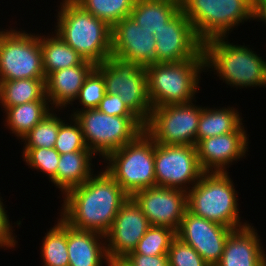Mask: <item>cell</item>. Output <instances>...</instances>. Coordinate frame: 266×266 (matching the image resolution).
I'll list each match as a JSON object with an SVG mask.
<instances>
[{
	"mask_svg": "<svg viewBox=\"0 0 266 266\" xmlns=\"http://www.w3.org/2000/svg\"><path fill=\"white\" fill-rule=\"evenodd\" d=\"M62 198L60 217L71 227L106 235L130 197L103 168Z\"/></svg>",
	"mask_w": 266,
	"mask_h": 266,
	"instance_id": "6da1fadb",
	"label": "cell"
},
{
	"mask_svg": "<svg viewBox=\"0 0 266 266\" xmlns=\"http://www.w3.org/2000/svg\"><path fill=\"white\" fill-rule=\"evenodd\" d=\"M228 36L203 42L205 72L213 71L226 85L236 89L266 87V61L249 46L230 43Z\"/></svg>",
	"mask_w": 266,
	"mask_h": 266,
	"instance_id": "7a4b0ae2",
	"label": "cell"
},
{
	"mask_svg": "<svg viewBox=\"0 0 266 266\" xmlns=\"http://www.w3.org/2000/svg\"><path fill=\"white\" fill-rule=\"evenodd\" d=\"M61 1L54 32L85 60L95 65L105 62L112 54V28L74 0Z\"/></svg>",
	"mask_w": 266,
	"mask_h": 266,
	"instance_id": "3957f363",
	"label": "cell"
},
{
	"mask_svg": "<svg viewBox=\"0 0 266 266\" xmlns=\"http://www.w3.org/2000/svg\"><path fill=\"white\" fill-rule=\"evenodd\" d=\"M152 108L196 101L202 71L203 50L193 59L176 63H153L145 67Z\"/></svg>",
	"mask_w": 266,
	"mask_h": 266,
	"instance_id": "277c9868",
	"label": "cell"
},
{
	"mask_svg": "<svg viewBox=\"0 0 266 266\" xmlns=\"http://www.w3.org/2000/svg\"><path fill=\"white\" fill-rule=\"evenodd\" d=\"M235 188L229 172H204L187 192V210L232 229L245 227L249 223L241 220Z\"/></svg>",
	"mask_w": 266,
	"mask_h": 266,
	"instance_id": "5b68a950",
	"label": "cell"
},
{
	"mask_svg": "<svg viewBox=\"0 0 266 266\" xmlns=\"http://www.w3.org/2000/svg\"><path fill=\"white\" fill-rule=\"evenodd\" d=\"M181 9L197 37L229 36L233 29L255 20V0H181Z\"/></svg>",
	"mask_w": 266,
	"mask_h": 266,
	"instance_id": "8992f818",
	"label": "cell"
},
{
	"mask_svg": "<svg viewBox=\"0 0 266 266\" xmlns=\"http://www.w3.org/2000/svg\"><path fill=\"white\" fill-rule=\"evenodd\" d=\"M102 162L107 163L104 169L129 196L156 186L154 141L145 131Z\"/></svg>",
	"mask_w": 266,
	"mask_h": 266,
	"instance_id": "52a82bcc",
	"label": "cell"
},
{
	"mask_svg": "<svg viewBox=\"0 0 266 266\" xmlns=\"http://www.w3.org/2000/svg\"><path fill=\"white\" fill-rule=\"evenodd\" d=\"M73 117L88 149L102 160L144 131V123L137 116H111L97 108L79 111Z\"/></svg>",
	"mask_w": 266,
	"mask_h": 266,
	"instance_id": "ba28073f",
	"label": "cell"
},
{
	"mask_svg": "<svg viewBox=\"0 0 266 266\" xmlns=\"http://www.w3.org/2000/svg\"><path fill=\"white\" fill-rule=\"evenodd\" d=\"M95 68L104 77L106 93L119 95L128 108L145 123L152 111L145 67L111 54Z\"/></svg>",
	"mask_w": 266,
	"mask_h": 266,
	"instance_id": "9c48e42d",
	"label": "cell"
},
{
	"mask_svg": "<svg viewBox=\"0 0 266 266\" xmlns=\"http://www.w3.org/2000/svg\"><path fill=\"white\" fill-rule=\"evenodd\" d=\"M6 29L0 30V82L46 78L40 34L22 29L17 31V28Z\"/></svg>",
	"mask_w": 266,
	"mask_h": 266,
	"instance_id": "30bf717a",
	"label": "cell"
},
{
	"mask_svg": "<svg viewBox=\"0 0 266 266\" xmlns=\"http://www.w3.org/2000/svg\"><path fill=\"white\" fill-rule=\"evenodd\" d=\"M193 102L152 108L144 131L158 144L195 146L203 106Z\"/></svg>",
	"mask_w": 266,
	"mask_h": 266,
	"instance_id": "8fae6325",
	"label": "cell"
},
{
	"mask_svg": "<svg viewBox=\"0 0 266 266\" xmlns=\"http://www.w3.org/2000/svg\"><path fill=\"white\" fill-rule=\"evenodd\" d=\"M156 186L188 192L201 178L196 146L163 145L154 142Z\"/></svg>",
	"mask_w": 266,
	"mask_h": 266,
	"instance_id": "7c38bea8",
	"label": "cell"
},
{
	"mask_svg": "<svg viewBox=\"0 0 266 266\" xmlns=\"http://www.w3.org/2000/svg\"><path fill=\"white\" fill-rule=\"evenodd\" d=\"M156 63H176L195 58L203 50L190 20L180 9L155 34Z\"/></svg>",
	"mask_w": 266,
	"mask_h": 266,
	"instance_id": "4fadbf2b",
	"label": "cell"
},
{
	"mask_svg": "<svg viewBox=\"0 0 266 266\" xmlns=\"http://www.w3.org/2000/svg\"><path fill=\"white\" fill-rule=\"evenodd\" d=\"M140 206L150 225L164 226L177 232L187 210V192L153 186L131 196Z\"/></svg>",
	"mask_w": 266,
	"mask_h": 266,
	"instance_id": "5bb4252c",
	"label": "cell"
},
{
	"mask_svg": "<svg viewBox=\"0 0 266 266\" xmlns=\"http://www.w3.org/2000/svg\"><path fill=\"white\" fill-rule=\"evenodd\" d=\"M233 230L186 210L176 237L193 247L210 266H215L220 261L226 240Z\"/></svg>",
	"mask_w": 266,
	"mask_h": 266,
	"instance_id": "9a60e30c",
	"label": "cell"
},
{
	"mask_svg": "<svg viewBox=\"0 0 266 266\" xmlns=\"http://www.w3.org/2000/svg\"><path fill=\"white\" fill-rule=\"evenodd\" d=\"M150 226L140 206L130 196L120 207L110 230L105 235L109 260L126 258L135 250Z\"/></svg>",
	"mask_w": 266,
	"mask_h": 266,
	"instance_id": "2e32d148",
	"label": "cell"
},
{
	"mask_svg": "<svg viewBox=\"0 0 266 266\" xmlns=\"http://www.w3.org/2000/svg\"><path fill=\"white\" fill-rule=\"evenodd\" d=\"M111 40L112 55L143 67L156 63L155 35L143 30L131 16L112 27Z\"/></svg>",
	"mask_w": 266,
	"mask_h": 266,
	"instance_id": "e0dca14e",
	"label": "cell"
},
{
	"mask_svg": "<svg viewBox=\"0 0 266 266\" xmlns=\"http://www.w3.org/2000/svg\"><path fill=\"white\" fill-rule=\"evenodd\" d=\"M249 134L233 131L200 140L195 146L200 167L204 172H228L232 163L248 154Z\"/></svg>",
	"mask_w": 266,
	"mask_h": 266,
	"instance_id": "ac0fdd59",
	"label": "cell"
},
{
	"mask_svg": "<svg viewBox=\"0 0 266 266\" xmlns=\"http://www.w3.org/2000/svg\"><path fill=\"white\" fill-rule=\"evenodd\" d=\"M250 224L230 233L215 266H266V252L260 235Z\"/></svg>",
	"mask_w": 266,
	"mask_h": 266,
	"instance_id": "d6986e66",
	"label": "cell"
},
{
	"mask_svg": "<svg viewBox=\"0 0 266 266\" xmlns=\"http://www.w3.org/2000/svg\"><path fill=\"white\" fill-rule=\"evenodd\" d=\"M95 66L93 62L85 60L81 65L50 73L46 77L45 85L46 97L52 109L63 110L72 107L86 77Z\"/></svg>",
	"mask_w": 266,
	"mask_h": 266,
	"instance_id": "ffe728a7",
	"label": "cell"
},
{
	"mask_svg": "<svg viewBox=\"0 0 266 266\" xmlns=\"http://www.w3.org/2000/svg\"><path fill=\"white\" fill-rule=\"evenodd\" d=\"M67 252L69 266H102L109 263L105 235L75 229L69 224H67Z\"/></svg>",
	"mask_w": 266,
	"mask_h": 266,
	"instance_id": "44dd1931",
	"label": "cell"
},
{
	"mask_svg": "<svg viewBox=\"0 0 266 266\" xmlns=\"http://www.w3.org/2000/svg\"><path fill=\"white\" fill-rule=\"evenodd\" d=\"M96 156L91 151H75L60 154L56 187L60 189L62 197L72 188L82 185L93 174L95 165L92 159Z\"/></svg>",
	"mask_w": 266,
	"mask_h": 266,
	"instance_id": "7402d4cb",
	"label": "cell"
},
{
	"mask_svg": "<svg viewBox=\"0 0 266 266\" xmlns=\"http://www.w3.org/2000/svg\"><path fill=\"white\" fill-rule=\"evenodd\" d=\"M236 107L206 106L201 111L196 135V144L205 138L224 135L233 131H246L243 125L242 113Z\"/></svg>",
	"mask_w": 266,
	"mask_h": 266,
	"instance_id": "603a6c76",
	"label": "cell"
},
{
	"mask_svg": "<svg viewBox=\"0 0 266 266\" xmlns=\"http://www.w3.org/2000/svg\"><path fill=\"white\" fill-rule=\"evenodd\" d=\"M181 9V0H136L130 16L155 34Z\"/></svg>",
	"mask_w": 266,
	"mask_h": 266,
	"instance_id": "cb8c5ba5",
	"label": "cell"
},
{
	"mask_svg": "<svg viewBox=\"0 0 266 266\" xmlns=\"http://www.w3.org/2000/svg\"><path fill=\"white\" fill-rule=\"evenodd\" d=\"M48 35H43V33L41 35L40 33V46L45 77L52 72L81 65L85 61L58 34L52 31V34Z\"/></svg>",
	"mask_w": 266,
	"mask_h": 266,
	"instance_id": "d4e9b609",
	"label": "cell"
},
{
	"mask_svg": "<svg viewBox=\"0 0 266 266\" xmlns=\"http://www.w3.org/2000/svg\"><path fill=\"white\" fill-rule=\"evenodd\" d=\"M2 110L6 115L4 126L22 140L53 109L48 100H36Z\"/></svg>",
	"mask_w": 266,
	"mask_h": 266,
	"instance_id": "484cf974",
	"label": "cell"
},
{
	"mask_svg": "<svg viewBox=\"0 0 266 266\" xmlns=\"http://www.w3.org/2000/svg\"><path fill=\"white\" fill-rule=\"evenodd\" d=\"M46 78L3 80L0 82V106L2 108L48 100L46 97Z\"/></svg>",
	"mask_w": 266,
	"mask_h": 266,
	"instance_id": "4316f807",
	"label": "cell"
},
{
	"mask_svg": "<svg viewBox=\"0 0 266 266\" xmlns=\"http://www.w3.org/2000/svg\"><path fill=\"white\" fill-rule=\"evenodd\" d=\"M41 242L40 257L43 266H69L67 223L60 216Z\"/></svg>",
	"mask_w": 266,
	"mask_h": 266,
	"instance_id": "83f0119b",
	"label": "cell"
},
{
	"mask_svg": "<svg viewBox=\"0 0 266 266\" xmlns=\"http://www.w3.org/2000/svg\"><path fill=\"white\" fill-rule=\"evenodd\" d=\"M84 10L105 21L111 28L130 16L136 0H74Z\"/></svg>",
	"mask_w": 266,
	"mask_h": 266,
	"instance_id": "f1b7e54d",
	"label": "cell"
},
{
	"mask_svg": "<svg viewBox=\"0 0 266 266\" xmlns=\"http://www.w3.org/2000/svg\"><path fill=\"white\" fill-rule=\"evenodd\" d=\"M59 111L53 109L22 138L23 149L54 147L59 126L65 121L56 114Z\"/></svg>",
	"mask_w": 266,
	"mask_h": 266,
	"instance_id": "f546056e",
	"label": "cell"
},
{
	"mask_svg": "<svg viewBox=\"0 0 266 266\" xmlns=\"http://www.w3.org/2000/svg\"><path fill=\"white\" fill-rule=\"evenodd\" d=\"M176 232L164 226H150L144 236L138 242L135 250L130 254H142L148 256L167 254Z\"/></svg>",
	"mask_w": 266,
	"mask_h": 266,
	"instance_id": "4dcf8cb0",
	"label": "cell"
},
{
	"mask_svg": "<svg viewBox=\"0 0 266 266\" xmlns=\"http://www.w3.org/2000/svg\"><path fill=\"white\" fill-rule=\"evenodd\" d=\"M22 158L26 162L29 168L33 170H39L46 174L56 187V172L58 167V162L60 158L59 152L53 148H32V149H22Z\"/></svg>",
	"mask_w": 266,
	"mask_h": 266,
	"instance_id": "1f68e13d",
	"label": "cell"
},
{
	"mask_svg": "<svg viewBox=\"0 0 266 266\" xmlns=\"http://www.w3.org/2000/svg\"><path fill=\"white\" fill-rule=\"evenodd\" d=\"M105 94L104 77L96 68H94L86 77L83 86L80 88L77 98L75 99L82 107L81 109H75L73 107V111L70 109V116L73 117L77 112L82 110L97 108Z\"/></svg>",
	"mask_w": 266,
	"mask_h": 266,
	"instance_id": "d6a6232c",
	"label": "cell"
},
{
	"mask_svg": "<svg viewBox=\"0 0 266 266\" xmlns=\"http://www.w3.org/2000/svg\"><path fill=\"white\" fill-rule=\"evenodd\" d=\"M54 148L59 154L75 151H90L85 143L80 124L74 117L69 116V120L65 119V121L59 126Z\"/></svg>",
	"mask_w": 266,
	"mask_h": 266,
	"instance_id": "836d02e7",
	"label": "cell"
},
{
	"mask_svg": "<svg viewBox=\"0 0 266 266\" xmlns=\"http://www.w3.org/2000/svg\"><path fill=\"white\" fill-rule=\"evenodd\" d=\"M169 266H210L190 245L175 237L167 252Z\"/></svg>",
	"mask_w": 266,
	"mask_h": 266,
	"instance_id": "e575fe53",
	"label": "cell"
},
{
	"mask_svg": "<svg viewBox=\"0 0 266 266\" xmlns=\"http://www.w3.org/2000/svg\"><path fill=\"white\" fill-rule=\"evenodd\" d=\"M5 208L3 198L0 197V249L7 250V248H15L18 241H16L17 235L13 232L15 230H12L15 226H12V222L10 223L9 215H7Z\"/></svg>",
	"mask_w": 266,
	"mask_h": 266,
	"instance_id": "d590c367",
	"label": "cell"
},
{
	"mask_svg": "<svg viewBox=\"0 0 266 266\" xmlns=\"http://www.w3.org/2000/svg\"><path fill=\"white\" fill-rule=\"evenodd\" d=\"M97 109L111 116H136L117 94H105Z\"/></svg>",
	"mask_w": 266,
	"mask_h": 266,
	"instance_id": "8d00e7d4",
	"label": "cell"
},
{
	"mask_svg": "<svg viewBox=\"0 0 266 266\" xmlns=\"http://www.w3.org/2000/svg\"><path fill=\"white\" fill-rule=\"evenodd\" d=\"M131 266H169L167 254L148 256L129 254L124 258Z\"/></svg>",
	"mask_w": 266,
	"mask_h": 266,
	"instance_id": "74e56055",
	"label": "cell"
},
{
	"mask_svg": "<svg viewBox=\"0 0 266 266\" xmlns=\"http://www.w3.org/2000/svg\"><path fill=\"white\" fill-rule=\"evenodd\" d=\"M255 20L266 24V4H255ZM266 26V25H265Z\"/></svg>",
	"mask_w": 266,
	"mask_h": 266,
	"instance_id": "f35d334b",
	"label": "cell"
},
{
	"mask_svg": "<svg viewBox=\"0 0 266 266\" xmlns=\"http://www.w3.org/2000/svg\"><path fill=\"white\" fill-rule=\"evenodd\" d=\"M107 266H131L125 259L109 260Z\"/></svg>",
	"mask_w": 266,
	"mask_h": 266,
	"instance_id": "ab89813d",
	"label": "cell"
},
{
	"mask_svg": "<svg viewBox=\"0 0 266 266\" xmlns=\"http://www.w3.org/2000/svg\"><path fill=\"white\" fill-rule=\"evenodd\" d=\"M255 4H266V0H255Z\"/></svg>",
	"mask_w": 266,
	"mask_h": 266,
	"instance_id": "60d3db41",
	"label": "cell"
}]
</instances>
